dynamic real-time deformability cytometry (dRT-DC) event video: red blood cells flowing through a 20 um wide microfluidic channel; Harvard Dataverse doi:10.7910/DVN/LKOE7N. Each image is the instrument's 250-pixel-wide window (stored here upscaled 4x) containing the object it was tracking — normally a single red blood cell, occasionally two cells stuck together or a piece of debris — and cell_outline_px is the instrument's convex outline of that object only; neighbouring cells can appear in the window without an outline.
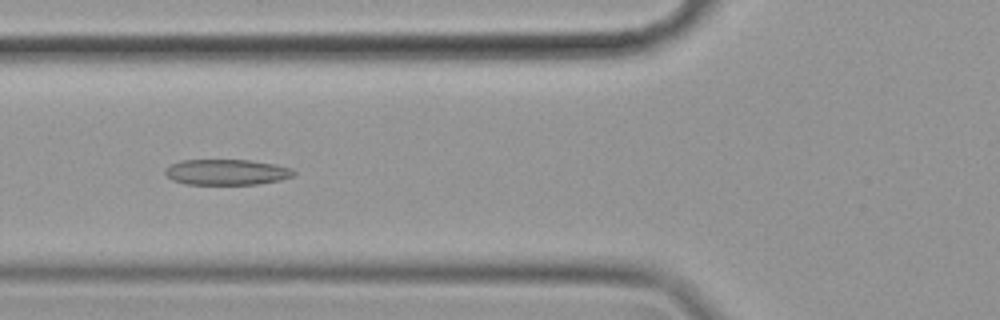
{"species": "common noctule bat (a hibernating species)", "species_latin": "Nyctalus noctula", "temperature_condition": "cold", "stored_images_in_passage": 42, "camera_frame_rate_fps": 3000, "um_per_image_px": 0.085, "animal": {"sex": "female", "body_mass_g": 19.9}, "frame": {"image": 1, "passage_image": 18, "time_ms": 5.667, "image_size_px": [1000, 320], "cell_outline_px": [[296, 172], [292, 176], [280, 180], [260, 184], [184, 184], [172, 180], [164, 172], [164, 168], [180, 160], [248, 160], [276, 164], [292, 168]], "centroid_in_image_um": [19.26, 14.63], "position_along_channel_um": 106.5, "area_um2": 19.31}}
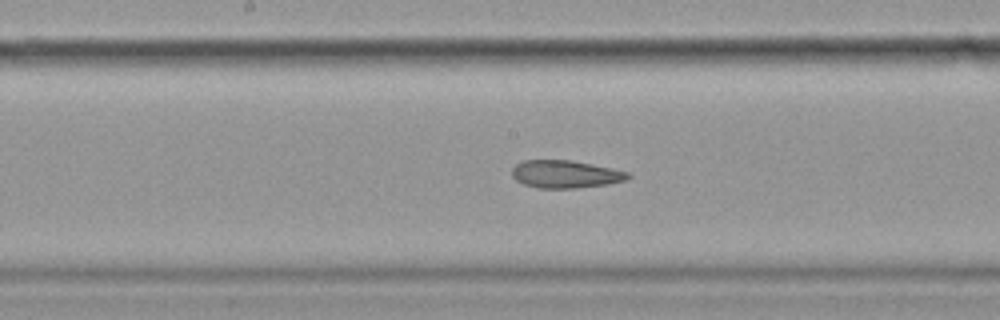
{"frame": {"image": 2, "passage_image": 26, "time_ms": 8.333, "image_size_px": [1000, 320], "cell_outline_px": [[632, 176], [628, 180], [608, 184], [576, 188], [536, 188], [524, 184], [516, 180], [512, 176], [512, 168], [516, 164], [524, 160], [568, 160], [592, 164], [632, 172]], "centroid_in_image_um": [48.1, 14.81], "position_along_channel_um": 200.1, "area_um2": 18.9}}
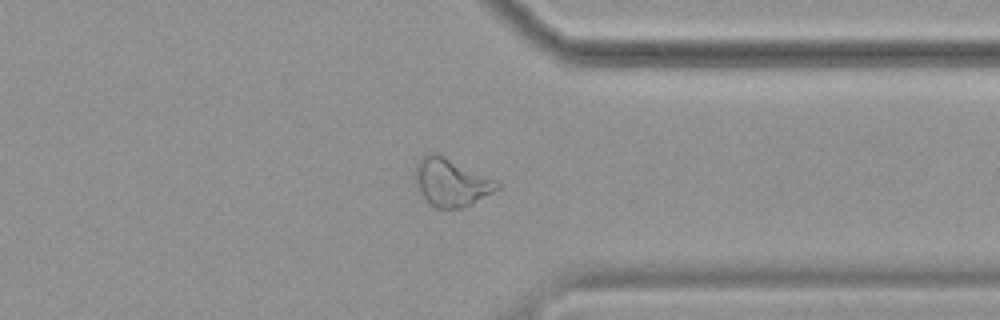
{"frame": {"image": 3, "passage_image": 41, "time_ms": 13.333, "image_size_px": [1000, 320], "cell_outline_px": [[500, 188], [472, 204], [464, 208], [436, 208], [428, 204], [424, 200], [412, 176], [416, 164], [424, 152], [436, 152], [496, 180], [500, 184]], "centroid_in_image_um": [38.29, 15.49], "position_along_channel_um": 373.1, "area_um2": 23.24}}